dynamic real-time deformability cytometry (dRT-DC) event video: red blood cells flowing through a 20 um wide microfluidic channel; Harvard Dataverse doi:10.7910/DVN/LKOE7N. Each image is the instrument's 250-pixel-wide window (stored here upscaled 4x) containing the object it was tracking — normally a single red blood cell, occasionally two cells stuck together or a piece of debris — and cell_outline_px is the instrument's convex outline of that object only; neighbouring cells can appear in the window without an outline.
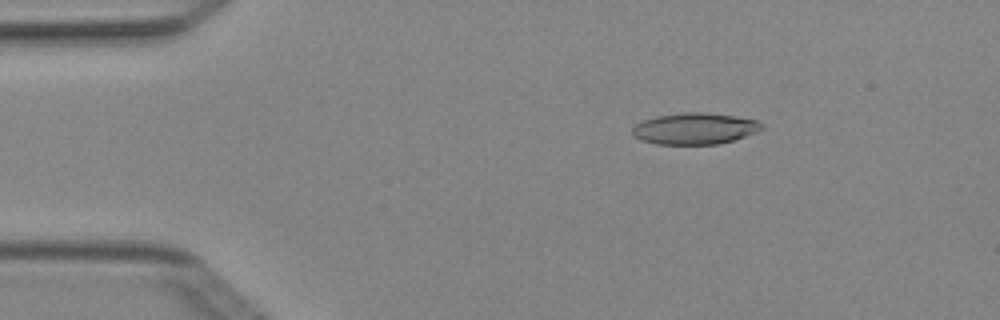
{"species": "Egyptian fruit bat (a non-hibernating species)", "species_latin": "Rousettus aegyptiacus", "temperature_condition": "cold", "stored_images_in_passage": 5, "camera_frame_rate_fps": 3000, "um_per_image_px": 0.085, "animal": {"sex": "female"}, "frame": {"image": 1, "passage_image": 3, "time_ms": 0.667, "image_size_px": [1000, 320], "cell_outline_px": [[764, 128], [756, 132], [720, 144], [656, 144], [640, 140], [632, 136], [632, 128], [636, 124], [644, 120], [656, 116], [684, 112], [704, 112], [736, 116], [756, 120], [764, 124]], "centroid_in_image_um": [59.04, 10.93], "position_along_channel_um": 26.0, "area_um2": 23.76}}
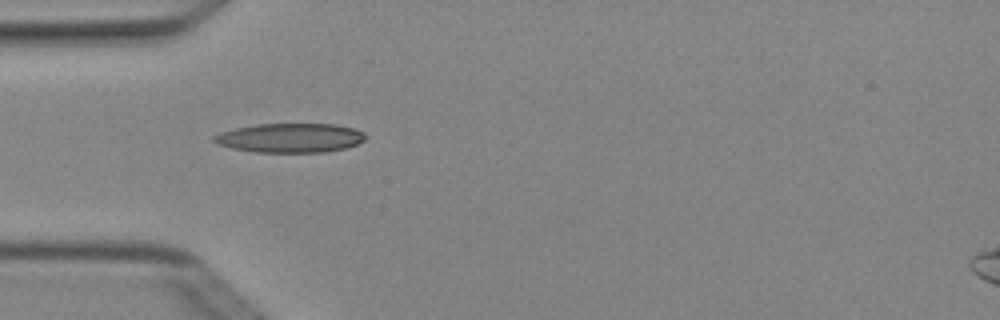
{"frame": {"image": 2, "passage_image": 5, "time_ms": 1.333, "image_size_px": [1000, 320], "cell_outline_px": [[368, 136], [364, 140], [356, 144], [344, 148], [324, 152], [256, 152], [232, 148], [216, 144], [212, 140], [212, 136], [220, 132], [236, 128], [256, 124], [336, 124], [356, 128], [364, 132]], "centroid_in_image_um": [24.67, 11.71], "position_along_channel_um": 60.3, "area_um2": 25.95}}